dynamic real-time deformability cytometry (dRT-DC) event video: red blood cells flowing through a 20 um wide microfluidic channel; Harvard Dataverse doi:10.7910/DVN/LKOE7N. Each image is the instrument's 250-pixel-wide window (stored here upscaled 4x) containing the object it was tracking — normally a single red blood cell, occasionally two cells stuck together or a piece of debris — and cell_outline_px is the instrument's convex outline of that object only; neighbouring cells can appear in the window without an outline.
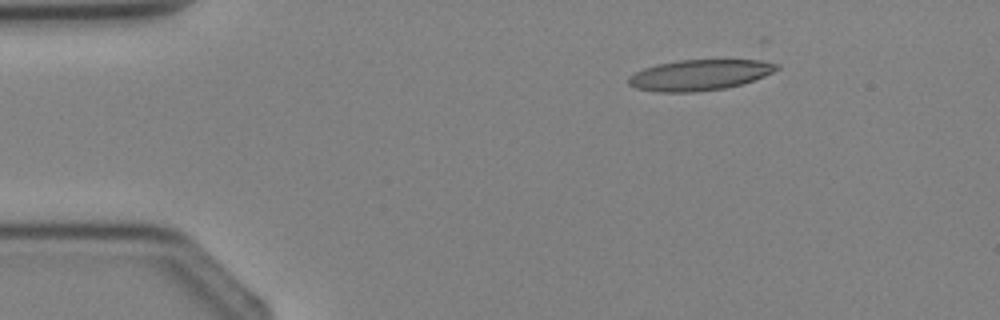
{"species": "Egyptian fruit bat (a non-hibernating species)", "species_latin": "Rousettus aegyptiacus", "temperature_condition": "cold", "stored_images_in_passage": 2, "camera_frame_rate_fps": 3000, "um_per_image_px": 0.085, "animal": {"sex": "female"}, "frame": {"image": 1, "passage_image": 1, "time_ms": 0.0, "image_size_px": [1000, 320], "cell_outline_px": [[780, 68], [764, 76], [740, 84], [724, 88], [696, 92], [660, 92], [636, 88], [628, 84], [628, 76], [644, 68], [656, 64], [680, 60], [760, 60], [780, 64]], "centroid_in_image_um": [59.45, 6.37], "position_along_channel_um": 25.6, "area_um2": 26.41}}